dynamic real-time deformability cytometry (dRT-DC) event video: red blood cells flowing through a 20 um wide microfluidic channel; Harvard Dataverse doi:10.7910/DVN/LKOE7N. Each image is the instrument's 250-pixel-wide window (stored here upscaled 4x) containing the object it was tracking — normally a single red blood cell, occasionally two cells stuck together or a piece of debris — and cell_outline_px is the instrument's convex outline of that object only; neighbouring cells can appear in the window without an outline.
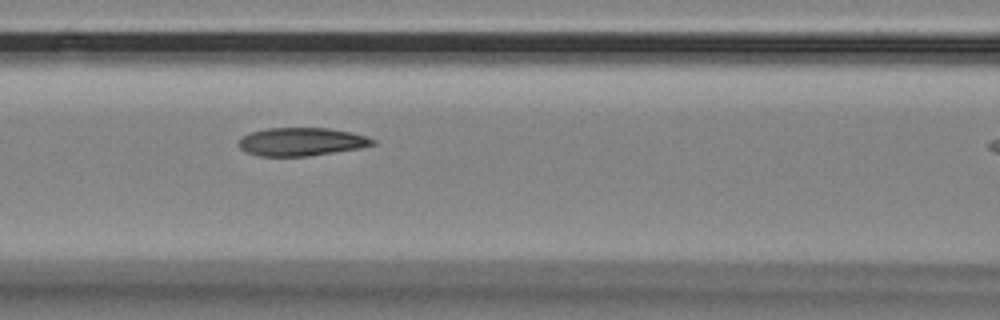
{"species": "Egyptian fruit bat (a non-hibernating species)", "species_latin": "Rousettus aegyptiacus", "temperature_condition": "room temperature", "stored_images_in_passage": 7, "segment_of_instrument_passage": [1, 2], "camera_frame_rate_fps": 3000, "um_per_image_px": 0.085, "animal": {"sex": "female"}, "frame": {"image": 1, "passage_image": 6, "time_ms": 1.667, "image_size_px": [1000, 320], "cell_outline_px": [[376, 144], [360, 148], [308, 156], [260, 156], [248, 152], [240, 148], [240, 136], [264, 128], [328, 128], [352, 132], [376, 140]], "centroid_in_image_um": [25.63, 12.04], "position_along_channel_um": 141.0, "area_um2": 21.91}}